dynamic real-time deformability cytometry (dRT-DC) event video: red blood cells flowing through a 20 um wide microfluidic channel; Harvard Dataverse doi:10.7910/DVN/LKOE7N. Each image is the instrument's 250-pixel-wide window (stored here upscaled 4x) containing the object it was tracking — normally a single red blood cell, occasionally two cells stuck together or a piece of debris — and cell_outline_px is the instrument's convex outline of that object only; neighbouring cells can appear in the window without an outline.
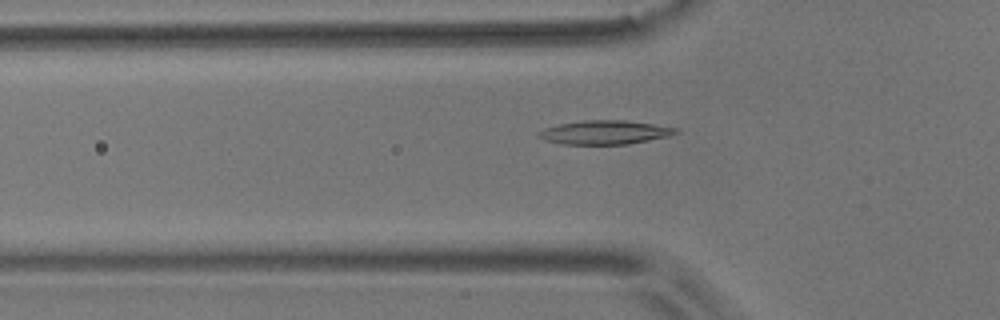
{"species": "common noctule bat (a hibernating species)", "species_latin": "Nyctalus noctula", "temperature_condition": "room temperature", "stored_images_in_passage": 40, "camera_frame_rate_fps": 3000, "um_per_image_px": 0.085, "animal": {"sex": "male", "body_mass_g": 17.9}, "frame": {"image": 1, "passage_image": 9, "time_ms": 2.667, "image_size_px": [1000, 320], "cell_outline_px": [[680, 132], [668, 136], [628, 144], [564, 144], [544, 140], [536, 136], [536, 132], [544, 128], [560, 124], [584, 120], [624, 120], [680, 128]], "centroid_in_image_um": [51.39, 11.25], "position_along_channel_um": 74.4, "area_um2": 19.07}}
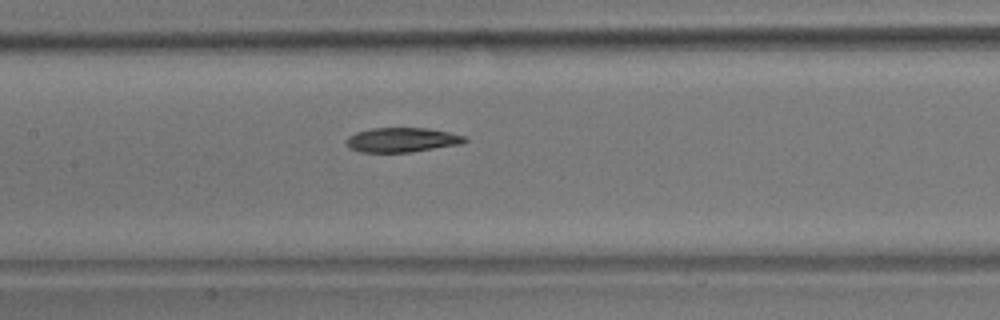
{"frame": {"image": 2, "passage_image": 17, "time_ms": 5.333, "image_size_px": [1000, 320], "cell_outline_px": [[468, 140], [460, 144], [412, 152], [360, 152], [348, 148], [344, 144], [348, 136], [356, 132], [372, 128], [428, 128], [448, 132], [464, 136]], "centroid_in_image_um": [34.11, 11.89], "position_along_channel_um": 173.3, "area_um2": 16.99}}
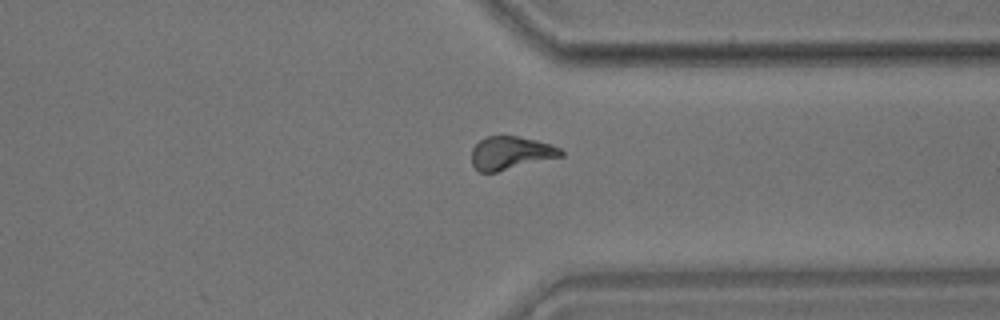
{"frame": {"image": 3, "passage_image": 33, "time_ms": 10.667, "image_size_px": [1000, 320], "cell_outline_px": [[564, 156], [496, 172], [480, 172], [472, 164], [472, 148], [480, 140], [488, 136], [516, 136], [536, 140], [552, 144], [560, 148], [564, 152]], "centroid_in_image_um": [43.44, 13.0], "position_along_channel_um": 368.0, "area_um2": 17.22}}